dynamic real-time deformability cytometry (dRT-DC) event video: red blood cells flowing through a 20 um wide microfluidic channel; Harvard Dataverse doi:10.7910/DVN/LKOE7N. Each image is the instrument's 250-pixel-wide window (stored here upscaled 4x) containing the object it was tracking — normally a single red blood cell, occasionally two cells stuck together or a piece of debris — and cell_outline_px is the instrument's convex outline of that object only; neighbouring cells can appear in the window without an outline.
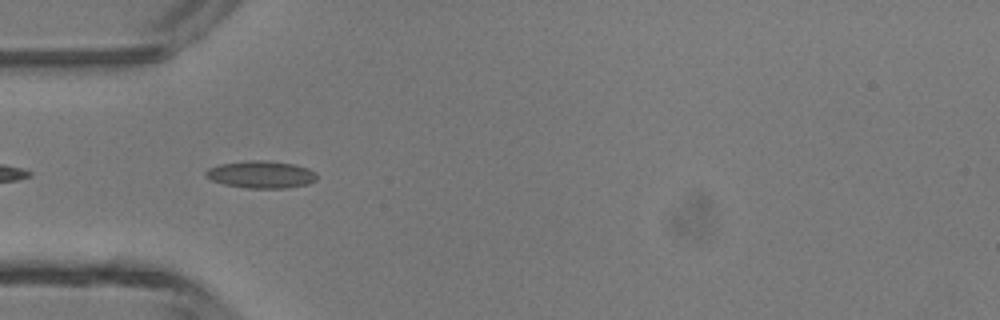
{"species": "common noctule bat (a hibernating species)", "species_latin": "Nyctalus noctula", "temperature_condition": "room temperature", "stored_images_in_passage": 21, "camera_frame_rate_fps": 3000, "um_per_image_px": 0.085, "animal": {"sex": "male", "body_mass_g": 13.3}, "frame": {"image": 1, "passage_image": 2, "time_ms": 0.333, "image_size_px": [1000, 320], "cell_outline_px": [[316, 180], [308, 184], [288, 188], [248, 188], [224, 184], [212, 180], [204, 172], [208, 168], [220, 164], [244, 160], [268, 160], [296, 164], [308, 168], [316, 172]], "centroid_in_image_um": [22.22, 14.82], "position_along_channel_um": 62.8, "area_um2": 17.8}}
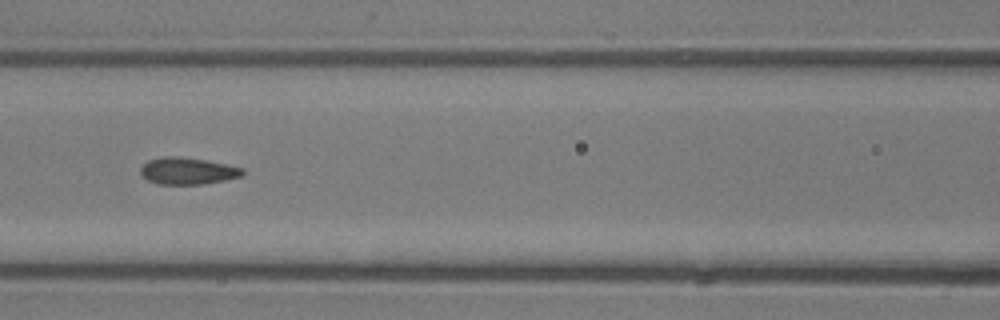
{"frame": {"image": 2, "passage_image": 8, "time_ms": 2.333, "image_size_px": [1000, 320], "cell_outline_px": [[244, 172], [240, 176], [224, 180], [200, 184], [156, 184], [148, 180], [140, 172], [140, 168], [148, 160], [164, 156], [180, 156], [208, 160], [244, 168]], "centroid_in_image_um": [15.94, 14.51], "position_along_channel_um": 150.7, "area_um2": 15.95}}
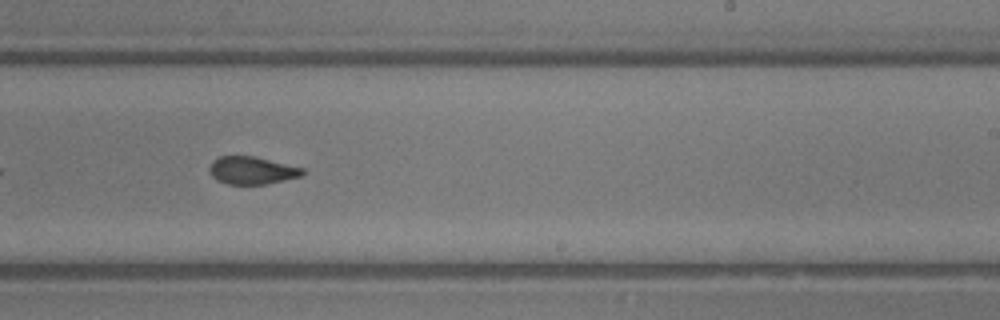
{"frame": {"image": 3, "passage_image": 16, "time_ms": 5.0, "image_size_px": [1000, 320], "cell_outline_px": [[304, 172], [300, 176], [264, 184], [228, 184], [216, 180], [212, 176], [208, 168], [212, 160], [220, 156], [256, 156], [304, 168]], "centroid_in_image_um": [21.37, 14.47], "position_along_channel_um": 267.6, "area_um2": 14.97}}